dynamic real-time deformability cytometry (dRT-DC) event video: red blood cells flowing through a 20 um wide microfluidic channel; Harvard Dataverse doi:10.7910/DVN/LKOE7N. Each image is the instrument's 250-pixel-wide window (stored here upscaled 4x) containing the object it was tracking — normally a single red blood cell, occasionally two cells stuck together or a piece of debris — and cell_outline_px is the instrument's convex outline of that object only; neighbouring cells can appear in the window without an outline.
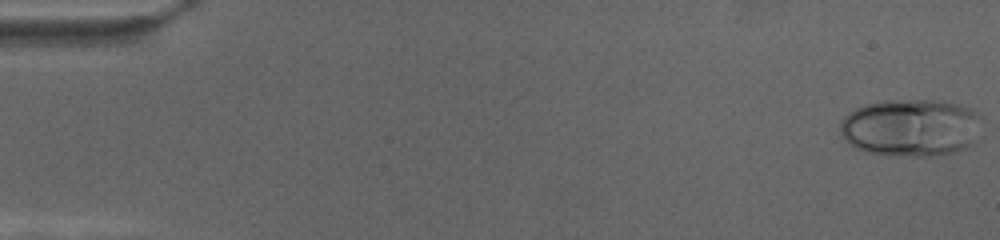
{"species": "human", "species_latin": "Homo sapiens", "temperature_condition": "cold", "stored_images_in_passage": 70, "camera_frame_rate_fps": 3000, "um_per_image_px": 0.085, "donor": {"sex": "female"}, "frame": {"image": 1, "passage_image": 1, "time_ms": 0.0, "image_size_px": [1000, 240], "cell_outline_px": [[976, 116], [972, 144], [956, 152], [936, 156], [908, 156], [868, 152], [856, 148], [844, 140], [840, 132], [840, 124], [844, 116], [848, 112], [864, 104], [884, 100], [940, 100], [960, 104], [968, 108]], "centroid_in_image_um": [77.31, 10.84], "position_along_channel_um": 7.7, "area_um2": 46.82}}
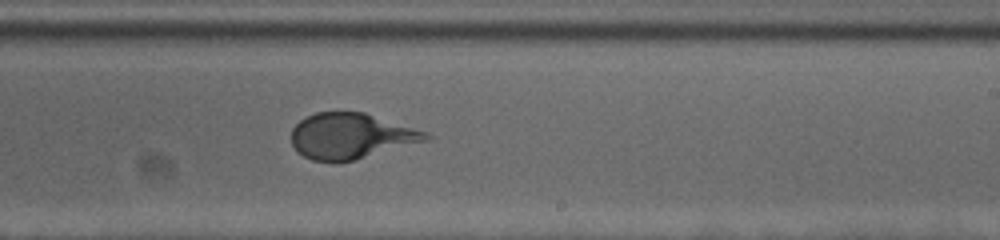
{"frame": {"image": 2, "passage_image": 43, "time_ms": 14.0, "image_size_px": [1000, 240], "cell_outline_px": [[432, 136], [428, 140], [356, 160], [312, 160], [304, 156], [292, 144], [292, 128], [300, 120], [316, 112], [364, 112], [428, 132]], "centroid_in_image_um": [29.86, 11.54], "position_along_channel_um": 259.1, "area_um2": 35.32}}
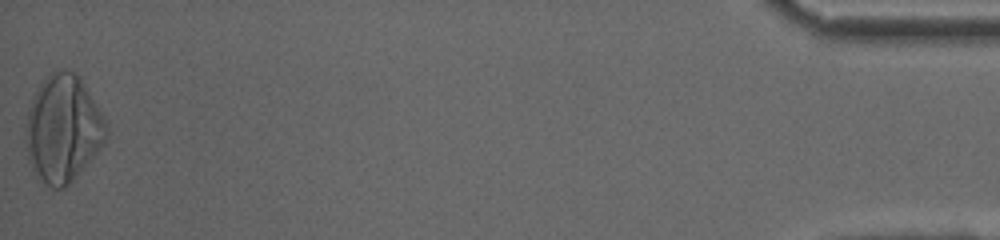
{"frame": {"image": 3, "passage_image": 70, "time_ms": 23.0, "image_size_px": [1000, 240], "cell_outline_px": [[108, 136], [100, 148], [72, 180], [64, 188], [44, 188], [28, 160], [24, 140], [24, 128], [28, 108], [40, 84], [56, 68], [64, 68], [80, 76], [100, 112], [108, 128]], "centroid_in_image_um": [5.31, 10.96], "position_along_channel_um": 429.9, "area_um2": 50.34}}